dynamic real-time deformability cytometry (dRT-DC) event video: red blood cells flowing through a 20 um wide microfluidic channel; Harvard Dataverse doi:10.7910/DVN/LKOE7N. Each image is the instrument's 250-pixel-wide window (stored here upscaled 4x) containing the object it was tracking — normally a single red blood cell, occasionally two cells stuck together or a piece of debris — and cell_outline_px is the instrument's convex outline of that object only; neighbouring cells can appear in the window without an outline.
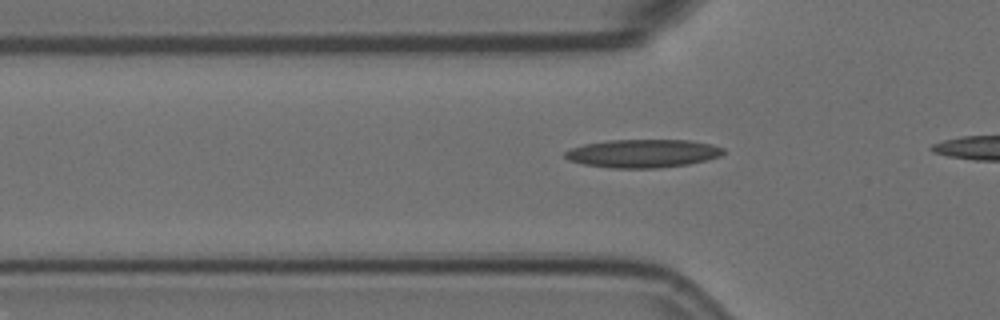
{"species": "Egyptian fruit bat (a non-hibernating species)", "species_latin": "Rousettus aegyptiacus", "temperature_condition": "room temperature", "stored_images_in_passage": 17, "camera_frame_rate_fps": 3000, "um_per_image_px": 0.085, "animal": {"sex": "female"}, "frame": {"image": 1, "passage_image": 7, "time_ms": 2.0, "image_size_px": [1000, 320], "cell_outline_px": [[724, 152], [720, 156], [688, 164], [656, 168], [612, 168], [584, 164], [568, 160], [564, 156], [564, 152], [572, 148], [584, 144], [608, 140], [688, 140], [712, 144], [724, 148]], "centroid_in_image_um": [54.63, 13.04], "position_along_channel_um": 71.2, "area_um2": 25.95}}
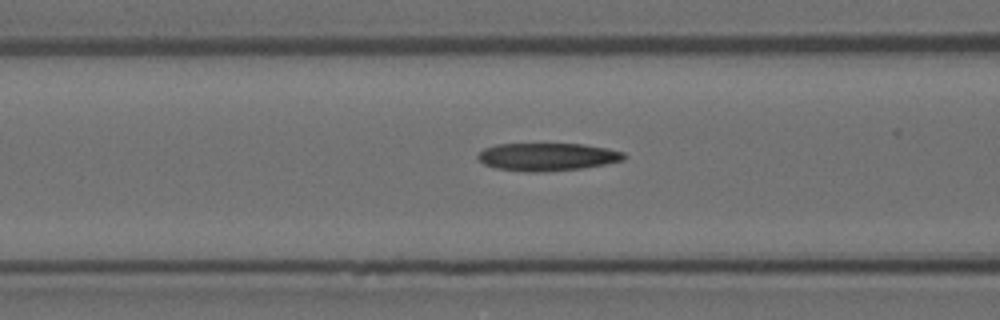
{"frame": {"image": 2, "passage_image": 11, "time_ms": 3.333, "image_size_px": [1000, 320], "cell_outline_px": [[628, 156], [624, 160], [604, 164], [580, 168], [544, 172], [528, 172], [496, 168], [484, 164], [476, 156], [484, 148], [496, 144], [584, 144], [608, 148], [624, 152]], "centroid_in_image_um": [46.54, 13.32], "position_along_channel_um": 120.1, "area_um2": 23.7}}
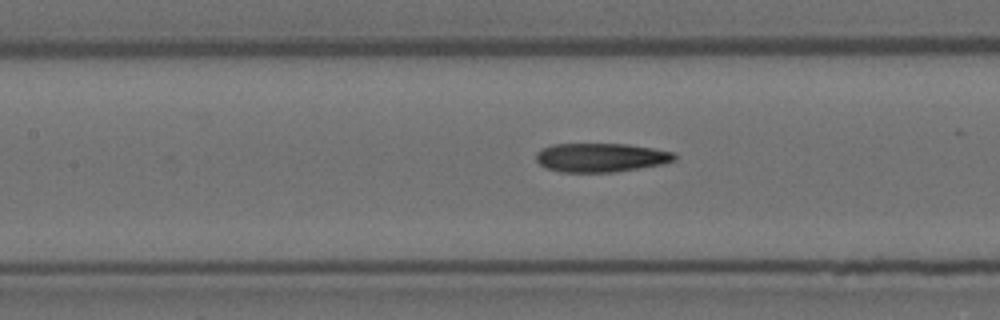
{"frame": {"image": 3, "passage_image": 14, "time_ms": 4.333, "image_size_px": [1000, 320], "cell_outline_px": [[676, 160], [660, 164], [616, 172], [560, 172], [548, 168], [540, 164], [536, 160], [536, 152], [540, 148], [552, 144], [628, 144], [676, 152]], "centroid_in_image_um": [51.06, 13.38], "position_along_channel_um": 156.3, "area_um2": 23.35}}